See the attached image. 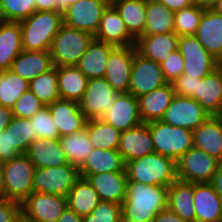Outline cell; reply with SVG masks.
Wrapping results in <instances>:
<instances>
[{
	"instance_id": "1",
	"label": "cell",
	"mask_w": 222,
	"mask_h": 222,
	"mask_svg": "<svg viewBox=\"0 0 222 222\" xmlns=\"http://www.w3.org/2000/svg\"><path fill=\"white\" fill-rule=\"evenodd\" d=\"M167 193L168 187L127 182L122 222H152L159 211L167 208Z\"/></svg>"
},
{
	"instance_id": "2",
	"label": "cell",
	"mask_w": 222,
	"mask_h": 222,
	"mask_svg": "<svg viewBox=\"0 0 222 222\" xmlns=\"http://www.w3.org/2000/svg\"><path fill=\"white\" fill-rule=\"evenodd\" d=\"M125 170L128 182L168 187L178 179L176 161L157 152L130 160Z\"/></svg>"
},
{
	"instance_id": "3",
	"label": "cell",
	"mask_w": 222,
	"mask_h": 222,
	"mask_svg": "<svg viewBox=\"0 0 222 222\" xmlns=\"http://www.w3.org/2000/svg\"><path fill=\"white\" fill-rule=\"evenodd\" d=\"M19 23L23 49L47 51L50 50L52 41L63 24V18L59 12L35 11Z\"/></svg>"
},
{
	"instance_id": "4",
	"label": "cell",
	"mask_w": 222,
	"mask_h": 222,
	"mask_svg": "<svg viewBox=\"0 0 222 222\" xmlns=\"http://www.w3.org/2000/svg\"><path fill=\"white\" fill-rule=\"evenodd\" d=\"M94 38L89 32L62 24L49 50L54 66H76Z\"/></svg>"
},
{
	"instance_id": "5",
	"label": "cell",
	"mask_w": 222,
	"mask_h": 222,
	"mask_svg": "<svg viewBox=\"0 0 222 222\" xmlns=\"http://www.w3.org/2000/svg\"><path fill=\"white\" fill-rule=\"evenodd\" d=\"M149 126L155 152L177 161L193 147V131L160 121L146 123Z\"/></svg>"
},
{
	"instance_id": "6",
	"label": "cell",
	"mask_w": 222,
	"mask_h": 222,
	"mask_svg": "<svg viewBox=\"0 0 222 222\" xmlns=\"http://www.w3.org/2000/svg\"><path fill=\"white\" fill-rule=\"evenodd\" d=\"M35 166L21 154L3 163L4 198L22 203L33 192Z\"/></svg>"
},
{
	"instance_id": "7",
	"label": "cell",
	"mask_w": 222,
	"mask_h": 222,
	"mask_svg": "<svg viewBox=\"0 0 222 222\" xmlns=\"http://www.w3.org/2000/svg\"><path fill=\"white\" fill-rule=\"evenodd\" d=\"M177 178L191 183H210L221 161L203 150L191 147L177 161Z\"/></svg>"
},
{
	"instance_id": "8",
	"label": "cell",
	"mask_w": 222,
	"mask_h": 222,
	"mask_svg": "<svg viewBox=\"0 0 222 222\" xmlns=\"http://www.w3.org/2000/svg\"><path fill=\"white\" fill-rule=\"evenodd\" d=\"M79 177V169L71 164L35 168L33 174V192L67 197Z\"/></svg>"
},
{
	"instance_id": "9",
	"label": "cell",
	"mask_w": 222,
	"mask_h": 222,
	"mask_svg": "<svg viewBox=\"0 0 222 222\" xmlns=\"http://www.w3.org/2000/svg\"><path fill=\"white\" fill-rule=\"evenodd\" d=\"M67 206L65 196L32 192L21 203V219L25 222H56Z\"/></svg>"
},
{
	"instance_id": "10",
	"label": "cell",
	"mask_w": 222,
	"mask_h": 222,
	"mask_svg": "<svg viewBox=\"0 0 222 222\" xmlns=\"http://www.w3.org/2000/svg\"><path fill=\"white\" fill-rule=\"evenodd\" d=\"M178 51L184 59L183 74L192 77L204 78L221 65L204 48L195 35L180 36Z\"/></svg>"
},
{
	"instance_id": "11",
	"label": "cell",
	"mask_w": 222,
	"mask_h": 222,
	"mask_svg": "<svg viewBox=\"0 0 222 222\" xmlns=\"http://www.w3.org/2000/svg\"><path fill=\"white\" fill-rule=\"evenodd\" d=\"M118 94L104 77L88 79L79 108L87 120L100 119L113 106Z\"/></svg>"
},
{
	"instance_id": "12",
	"label": "cell",
	"mask_w": 222,
	"mask_h": 222,
	"mask_svg": "<svg viewBox=\"0 0 222 222\" xmlns=\"http://www.w3.org/2000/svg\"><path fill=\"white\" fill-rule=\"evenodd\" d=\"M166 83L167 81L165 80L161 65L153 60L144 58L137 52L134 45V61L128 92L138 98Z\"/></svg>"
},
{
	"instance_id": "13",
	"label": "cell",
	"mask_w": 222,
	"mask_h": 222,
	"mask_svg": "<svg viewBox=\"0 0 222 222\" xmlns=\"http://www.w3.org/2000/svg\"><path fill=\"white\" fill-rule=\"evenodd\" d=\"M210 116L197 100L175 95L161 121L193 131Z\"/></svg>"
},
{
	"instance_id": "14",
	"label": "cell",
	"mask_w": 222,
	"mask_h": 222,
	"mask_svg": "<svg viewBox=\"0 0 222 222\" xmlns=\"http://www.w3.org/2000/svg\"><path fill=\"white\" fill-rule=\"evenodd\" d=\"M109 4L108 0H78L62 14L63 24L95 35Z\"/></svg>"
},
{
	"instance_id": "15",
	"label": "cell",
	"mask_w": 222,
	"mask_h": 222,
	"mask_svg": "<svg viewBox=\"0 0 222 222\" xmlns=\"http://www.w3.org/2000/svg\"><path fill=\"white\" fill-rule=\"evenodd\" d=\"M133 61L134 45L116 46L110 52L104 78L116 92L128 93Z\"/></svg>"
},
{
	"instance_id": "16",
	"label": "cell",
	"mask_w": 222,
	"mask_h": 222,
	"mask_svg": "<svg viewBox=\"0 0 222 222\" xmlns=\"http://www.w3.org/2000/svg\"><path fill=\"white\" fill-rule=\"evenodd\" d=\"M102 119L120 132L142 124L138 98L131 93H119L113 106Z\"/></svg>"
},
{
	"instance_id": "17",
	"label": "cell",
	"mask_w": 222,
	"mask_h": 222,
	"mask_svg": "<svg viewBox=\"0 0 222 222\" xmlns=\"http://www.w3.org/2000/svg\"><path fill=\"white\" fill-rule=\"evenodd\" d=\"M94 37L96 40L114 46H131L136 43V40L128 33L120 14L111 3L103 11Z\"/></svg>"
},
{
	"instance_id": "18",
	"label": "cell",
	"mask_w": 222,
	"mask_h": 222,
	"mask_svg": "<svg viewBox=\"0 0 222 222\" xmlns=\"http://www.w3.org/2000/svg\"><path fill=\"white\" fill-rule=\"evenodd\" d=\"M117 150L125 163L155 152L149 126L142 123L121 132Z\"/></svg>"
},
{
	"instance_id": "19",
	"label": "cell",
	"mask_w": 222,
	"mask_h": 222,
	"mask_svg": "<svg viewBox=\"0 0 222 222\" xmlns=\"http://www.w3.org/2000/svg\"><path fill=\"white\" fill-rule=\"evenodd\" d=\"M48 107L60 137L77 133L85 128L87 119L79 108V102L58 99Z\"/></svg>"
},
{
	"instance_id": "20",
	"label": "cell",
	"mask_w": 222,
	"mask_h": 222,
	"mask_svg": "<svg viewBox=\"0 0 222 222\" xmlns=\"http://www.w3.org/2000/svg\"><path fill=\"white\" fill-rule=\"evenodd\" d=\"M97 192L100 201L122 204L126 197L127 174L126 171L101 172L86 177Z\"/></svg>"
},
{
	"instance_id": "21",
	"label": "cell",
	"mask_w": 222,
	"mask_h": 222,
	"mask_svg": "<svg viewBox=\"0 0 222 222\" xmlns=\"http://www.w3.org/2000/svg\"><path fill=\"white\" fill-rule=\"evenodd\" d=\"M193 99L211 116H222V64L198 80L197 92Z\"/></svg>"
},
{
	"instance_id": "22",
	"label": "cell",
	"mask_w": 222,
	"mask_h": 222,
	"mask_svg": "<svg viewBox=\"0 0 222 222\" xmlns=\"http://www.w3.org/2000/svg\"><path fill=\"white\" fill-rule=\"evenodd\" d=\"M204 48L222 64V15L205 9L195 34Z\"/></svg>"
},
{
	"instance_id": "23",
	"label": "cell",
	"mask_w": 222,
	"mask_h": 222,
	"mask_svg": "<svg viewBox=\"0 0 222 222\" xmlns=\"http://www.w3.org/2000/svg\"><path fill=\"white\" fill-rule=\"evenodd\" d=\"M179 36L175 32L167 34H144L136 40L137 52L144 58L161 64L171 53L178 50Z\"/></svg>"
},
{
	"instance_id": "24",
	"label": "cell",
	"mask_w": 222,
	"mask_h": 222,
	"mask_svg": "<svg viewBox=\"0 0 222 222\" xmlns=\"http://www.w3.org/2000/svg\"><path fill=\"white\" fill-rule=\"evenodd\" d=\"M175 96L172 83L158 87L138 97L139 112L143 123L160 121Z\"/></svg>"
},
{
	"instance_id": "25",
	"label": "cell",
	"mask_w": 222,
	"mask_h": 222,
	"mask_svg": "<svg viewBox=\"0 0 222 222\" xmlns=\"http://www.w3.org/2000/svg\"><path fill=\"white\" fill-rule=\"evenodd\" d=\"M25 155L35 168L70 164L61 149L59 139L36 138L30 143Z\"/></svg>"
},
{
	"instance_id": "26",
	"label": "cell",
	"mask_w": 222,
	"mask_h": 222,
	"mask_svg": "<svg viewBox=\"0 0 222 222\" xmlns=\"http://www.w3.org/2000/svg\"><path fill=\"white\" fill-rule=\"evenodd\" d=\"M193 199L196 222L222 220V200L210 183H194Z\"/></svg>"
},
{
	"instance_id": "27",
	"label": "cell",
	"mask_w": 222,
	"mask_h": 222,
	"mask_svg": "<svg viewBox=\"0 0 222 222\" xmlns=\"http://www.w3.org/2000/svg\"><path fill=\"white\" fill-rule=\"evenodd\" d=\"M193 146L222 161V116H210L193 130Z\"/></svg>"
},
{
	"instance_id": "28",
	"label": "cell",
	"mask_w": 222,
	"mask_h": 222,
	"mask_svg": "<svg viewBox=\"0 0 222 222\" xmlns=\"http://www.w3.org/2000/svg\"><path fill=\"white\" fill-rule=\"evenodd\" d=\"M54 67L50 51L22 50L12 62L10 71L28 82Z\"/></svg>"
},
{
	"instance_id": "29",
	"label": "cell",
	"mask_w": 222,
	"mask_h": 222,
	"mask_svg": "<svg viewBox=\"0 0 222 222\" xmlns=\"http://www.w3.org/2000/svg\"><path fill=\"white\" fill-rule=\"evenodd\" d=\"M194 183L177 179L168 186L167 208L187 222H196Z\"/></svg>"
},
{
	"instance_id": "30",
	"label": "cell",
	"mask_w": 222,
	"mask_h": 222,
	"mask_svg": "<svg viewBox=\"0 0 222 222\" xmlns=\"http://www.w3.org/2000/svg\"><path fill=\"white\" fill-rule=\"evenodd\" d=\"M125 161L117 149L94 148L83 165L79 168L80 177L101 172L126 171Z\"/></svg>"
},
{
	"instance_id": "31",
	"label": "cell",
	"mask_w": 222,
	"mask_h": 222,
	"mask_svg": "<svg viewBox=\"0 0 222 222\" xmlns=\"http://www.w3.org/2000/svg\"><path fill=\"white\" fill-rule=\"evenodd\" d=\"M115 47L94 38L76 66L88 79L102 78L106 72L110 52Z\"/></svg>"
},
{
	"instance_id": "32",
	"label": "cell",
	"mask_w": 222,
	"mask_h": 222,
	"mask_svg": "<svg viewBox=\"0 0 222 222\" xmlns=\"http://www.w3.org/2000/svg\"><path fill=\"white\" fill-rule=\"evenodd\" d=\"M22 50L20 23L0 20V72L10 70L12 62Z\"/></svg>"
},
{
	"instance_id": "33",
	"label": "cell",
	"mask_w": 222,
	"mask_h": 222,
	"mask_svg": "<svg viewBox=\"0 0 222 222\" xmlns=\"http://www.w3.org/2000/svg\"><path fill=\"white\" fill-rule=\"evenodd\" d=\"M111 4L118 11L128 33L135 40L145 34L146 0H113Z\"/></svg>"
},
{
	"instance_id": "34",
	"label": "cell",
	"mask_w": 222,
	"mask_h": 222,
	"mask_svg": "<svg viewBox=\"0 0 222 222\" xmlns=\"http://www.w3.org/2000/svg\"><path fill=\"white\" fill-rule=\"evenodd\" d=\"M60 99L79 102L87 88L88 78L77 66L57 67Z\"/></svg>"
},
{
	"instance_id": "35",
	"label": "cell",
	"mask_w": 222,
	"mask_h": 222,
	"mask_svg": "<svg viewBox=\"0 0 222 222\" xmlns=\"http://www.w3.org/2000/svg\"><path fill=\"white\" fill-rule=\"evenodd\" d=\"M100 199L93 186L86 178L79 177L67 196V205L79 216L90 214L99 204Z\"/></svg>"
},
{
	"instance_id": "36",
	"label": "cell",
	"mask_w": 222,
	"mask_h": 222,
	"mask_svg": "<svg viewBox=\"0 0 222 222\" xmlns=\"http://www.w3.org/2000/svg\"><path fill=\"white\" fill-rule=\"evenodd\" d=\"M59 142L68 162L78 169L94 149L86 127L77 133L61 136Z\"/></svg>"
},
{
	"instance_id": "37",
	"label": "cell",
	"mask_w": 222,
	"mask_h": 222,
	"mask_svg": "<svg viewBox=\"0 0 222 222\" xmlns=\"http://www.w3.org/2000/svg\"><path fill=\"white\" fill-rule=\"evenodd\" d=\"M174 14L159 0H146L145 34L175 32Z\"/></svg>"
},
{
	"instance_id": "38",
	"label": "cell",
	"mask_w": 222,
	"mask_h": 222,
	"mask_svg": "<svg viewBox=\"0 0 222 222\" xmlns=\"http://www.w3.org/2000/svg\"><path fill=\"white\" fill-rule=\"evenodd\" d=\"M94 148L117 149L121 132L102 118L87 120L86 126Z\"/></svg>"
},
{
	"instance_id": "39",
	"label": "cell",
	"mask_w": 222,
	"mask_h": 222,
	"mask_svg": "<svg viewBox=\"0 0 222 222\" xmlns=\"http://www.w3.org/2000/svg\"><path fill=\"white\" fill-rule=\"evenodd\" d=\"M29 90L45 105L53 104L60 99L57 67L54 66L49 71L40 74L29 82Z\"/></svg>"
},
{
	"instance_id": "40",
	"label": "cell",
	"mask_w": 222,
	"mask_h": 222,
	"mask_svg": "<svg viewBox=\"0 0 222 222\" xmlns=\"http://www.w3.org/2000/svg\"><path fill=\"white\" fill-rule=\"evenodd\" d=\"M29 90V82L10 70L0 72V105L12 108L18 98Z\"/></svg>"
},
{
	"instance_id": "41",
	"label": "cell",
	"mask_w": 222,
	"mask_h": 222,
	"mask_svg": "<svg viewBox=\"0 0 222 222\" xmlns=\"http://www.w3.org/2000/svg\"><path fill=\"white\" fill-rule=\"evenodd\" d=\"M6 129H9V140L12 147L20 154H25L34 140L32 123L29 119L13 117Z\"/></svg>"
},
{
	"instance_id": "42",
	"label": "cell",
	"mask_w": 222,
	"mask_h": 222,
	"mask_svg": "<svg viewBox=\"0 0 222 222\" xmlns=\"http://www.w3.org/2000/svg\"><path fill=\"white\" fill-rule=\"evenodd\" d=\"M205 8L192 5L174 14L175 33L180 36L195 35Z\"/></svg>"
},
{
	"instance_id": "43",
	"label": "cell",
	"mask_w": 222,
	"mask_h": 222,
	"mask_svg": "<svg viewBox=\"0 0 222 222\" xmlns=\"http://www.w3.org/2000/svg\"><path fill=\"white\" fill-rule=\"evenodd\" d=\"M36 11V0H0V20L20 22Z\"/></svg>"
},
{
	"instance_id": "44",
	"label": "cell",
	"mask_w": 222,
	"mask_h": 222,
	"mask_svg": "<svg viewBox=\"0 0 222 222\" xmlns=\"http://www.w3.org/2000/svg\"><path fill=\"white\" fill-rule=\"evenodd\" d=\"M32 123L34 139L46 138V139H59V131L52 119L48 106L41 108L34 116L30 119Z\"/></svg>"
},
{
	"instance_id": "45",
	"label": "cell",
	"mask_w": 222,
	"mask_h": 222,
	"mask_svg": "<svg viewBox=\"0 0 222 222\" xmlns=\"http://www.w3.org/2000/svg\"><path fill=\"white\" fill-rule=\"evenodd\" d=\"M121 204L100 201L93 211L84 216L82 222H121Z\"/></svg>"
},
{
	"instance_id": "46",
	"label": "cell",
	"mask_w": 222,
	"mask_h": 222,
	"mask_svg": "<svg viewBox=\"0 0 222 222\" xmlns=\"http://www.w3.org/2000/svg\"><path fill=\"white\" fill-rule=\"evenodd\" d=\"M45 105L28 90L22 94L12 107L14 117L30 119Z\"/></svg>"
},
{
	"instance_id": "47",
	"label": "cell",
	"mask_w": 222,
	"mask_h": 222,
	"mask_svg": "<svg viewBox=\"0 0 222 222\" xmlns=\"http://www.w3.org/2000/svg\"><path fill=\"white\" fill-rule=\"evenodd\" d=\"M183 63L184 59L181 56V53L176 50L168 55V57L160 64L167 83H173L180 75L183 74Z\"/></svg>"
},
{
	"instance_id": "48",
	"label": "cell",
	"mask_w": 222,
	"mask_h": 222,
	"mask_svg": "<svg viewBox=\"0 0 222 222\" xmlns=\"http://www.w3.org/2000/svg\"><path fill=\"white\" fill-rule=\"evenodd\" d=\"M198 77L182 74L173 83L175 95L193 98L197 92Z\"/></svg>"
},
{
	"instance_id": "49",
	"label": "cell",
	"mask_w": 222,
	"mask_h": 222,
	"mask_svg": "<svg viewBox=\"0 0 222 222\" xmlns=\"http://www.w3.org/2000/svg\"><path fill=\"white\" fill-rule=\"evenodd\" d=\"M21 220V203L0 199V222H19Z\"/></svg>"
},
{
	"instance_id": "50",
	"label": "cell",
	"mask_w": 222,
	"mask_h": 222,
	"mask_svg": "<svg viewBox=\"0 0 222 222\" xmlns=\"http://www.w3.org/2000/svg\"><path fill=\"white\" fill-rule=\"evenodd\" d=\"M21 155L15 147H12L9 140V129L0 133V162L4 163Z\"/></svg>"
},
{
	"instance_id": "51",
	"label": "cell",
	"mask_w": 222,
	"mask_h": 222,
	"mask_svg": "<svg viewBox=\"0 0 222 222\" xmlns=\"http://www.w3.org/2000/svg\"><path fill=\"white\" fill-rule=\"evenodd\" d=\"M152 222H187L179 217L178 214L166 208L157 213Z\"/></svg>"
},
{
	"instance_id": "52",
	"label": "cell",
	"mask_w": 222,
	"mask_h": 222,
	"mask_svg": "<svg viewBox=\"0 0 222 222\" xmlns=\"http://www.w3.org/2000/svg\"><path fill=\"white\" fill-rule=\"evenodd\" d=\"M171 11H179L181 9L190 7L193 5L192 0H159Z\"/></svg>"
},
{
	"instance_id": "53",
	"label": "cell",
	"mask_w": 222,
	"mask_h": 222,
	"mask_svg": "<svg viewBox=\"0 0 222 222\" xmlns=\"http://www.w3.org/2000/svg\"><path fill=\"white\" fill-rule=\"evenodd\" d=\"M13 117L12 108L0 105V133L5 131Z\"/></svg>"
},
{
	"instance_id": "54",
	"label": "cell",
	"mask_w": 222,
	"mask_h": 222,
	"mask_svg": "<svg viewBox=\"0 0 222 222\" xmlns=\"http://www.w3.org/2000/svg\"><path fill=\"white\" fill-rule=\"evenodd\" d=\"M82 219L83 217L67 206L56 222H82Z\"/></svg>"
},
{
	"instance_id": "55",
	"label": "cell",
	"mask_w": 222,
	"mask_h": 222,
	"mask_svg": "<svg viewBox=\"0 0 222 222\" xmlns=\"http://www.w3.org/2000/svg\"><path fill=\"white\" fill-rule=\"evenodd\" d=\"M210 184L213 186L215 192L222 200V164L219 166L217 172L213 175Z\"/></svg>"
},
{
	"instance_id": "56",
	"label": "cell",
	"mask_w": 222,
	"mask_h": 222,
	"mask_svg": "<svg viewBox=\"0 0 222 222\" xmlns=\"http://www.w3.org/2000/svg\"><path fill=\"white\" fill-rule=\"evenodd\" d=\"M36 11L57 12V0H36Z\"/></svg>"
},
{
	"instance_id": "57",
	"label": "cell",
	"mask_w": 222,
	"mask_h": 222,
	"mask_svg": "<svg viewBox=\"0 0 222 222\" xmlns=\"http://www.w3.org/2000/svg\"><path fill=\"white\" fill-rule=\"evenodd\" d=\"M78 0H57V12L64 14L68 7Z\"/></svg>"
},
{
	"instance_id": "58",
	"label": "cell",
	"mask_w": 222,
	"mask_h": 222,
	"mask_svg": "<svg viewBox=\"0 0 222 222\" xmlns=\"http://www.w3.org/2000/svg\"><path fill=\"white\" fill-rule=\"evenodd\" d=\"M217 0H192L193 5L199 6L205 9H211Z\"/></svg>"
},
{
	"instance_id": "59",
	"label": "cell",
	"mask_w": 222,
	"mask_h": 222,
	"mask_svg": "<svg viewBox=\"0 0 222 222\" xmlns=\"http://www.w3.org/2000/svg\"><path fill=\"white\" fill-rule=\"evenodd\" d=\"M4 198V187H3V163L0 162V199Z\"/></svg>"
},
{
	"instance_id": "60",
	"label": "cell",
	"mask_w": 222,
	"mask_h": 222,
	"mask_svg": "<svg viewBox=\"0 0 222 222\" xmlns=\"http://www.w3.org/2000/svg\"><path fill=\"white\" fill-rule=\"evenodd\" d=\"M211 9L222 15V0H217Z\"/></svg>"
}]
</instances>
